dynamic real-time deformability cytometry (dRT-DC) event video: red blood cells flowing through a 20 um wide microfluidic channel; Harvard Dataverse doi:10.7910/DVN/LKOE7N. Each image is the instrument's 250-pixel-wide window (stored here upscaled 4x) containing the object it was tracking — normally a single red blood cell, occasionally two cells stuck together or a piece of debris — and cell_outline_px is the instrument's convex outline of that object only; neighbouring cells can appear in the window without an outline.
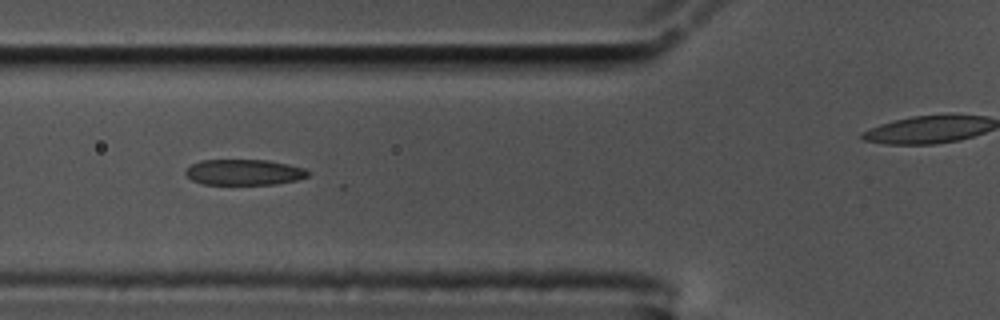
{"species": "common noctule bat (a hibernating species)", "species_latin": "Nyctalus noctula", "temperature_condition": "cold", "stored_images_in_passage": 46, "camera_frame_rate_fps": 3000, "um_per_image_px": 0.085, "animal": {"sex": "male", "body_mass_g": 17.5, "forearm_length_mm": 52.3}, "frame": {"image": 1, "passage_image": 20, "time_ms": 6.333, "image_size_px": [1000, 320], "cell_outline_px": [[308, 176], [296, 180], [276, 184], [204, 184], [192, 180], [184, 172], [192, 164], [200, 160], [268, 160], [288, 164], [304, 168], [308, 172]], "centroid_in_image_um": [20.74, 14.63], "position_along_channel_um": 105.1, "area_um2": 18.21}}
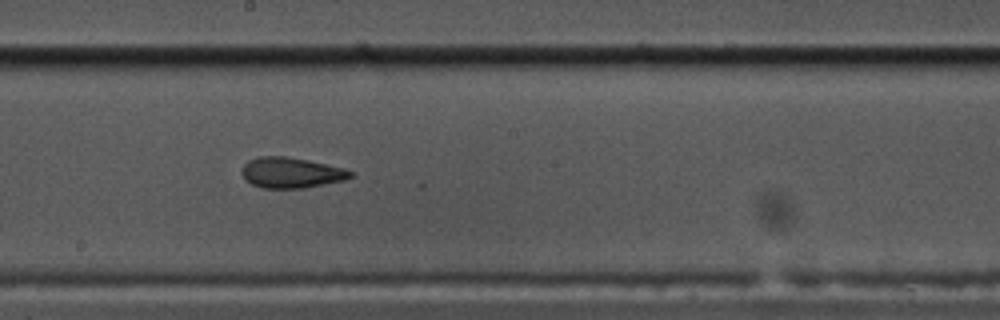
{"frame": {"image": 2, "passage_image": 30, "time_ms": 9.667, "image_size_px": [1000, 320], "cell_outline_px": [[352, 176], [344, 180], [304, 188], [260, 188], [244, 180], [240, 172], [240, 168], [248, 160], [260, 156], [288, 156], [308, 160], [344, 168], [352, 172]], "centroid_in_image_um": [24.68, 14.67], "position_along_channel_um": 223.5, "area_um2": 19.54}}
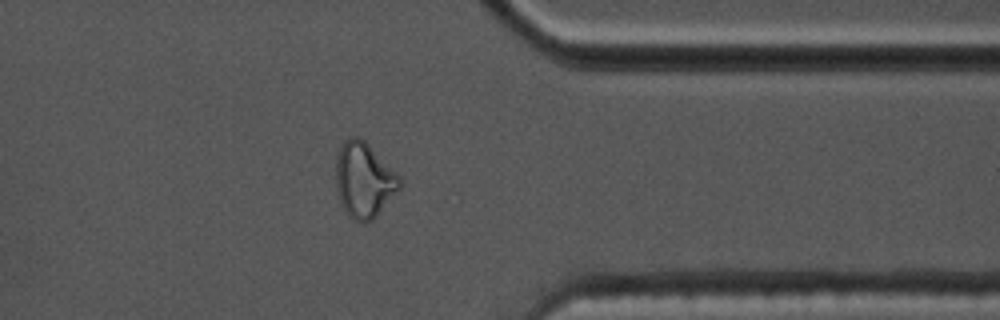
{"frame": {"image": 3, "passage_image": 44, "time_ms": 14.333, "image_size_px": [1000, 320], "cell_outline_px": [[404, 184], [376, 216], [372, 220], [364, 224], [360, 224], [348, 216], [344, 212], [336, 192], [336, 156], [344, 140], [352, 136], [360, 136], [404, 180]], "centroid_in_image_um": [30.94, 15.33], "position_along_channel_um": 380.5, "area_um2": 28.38}}